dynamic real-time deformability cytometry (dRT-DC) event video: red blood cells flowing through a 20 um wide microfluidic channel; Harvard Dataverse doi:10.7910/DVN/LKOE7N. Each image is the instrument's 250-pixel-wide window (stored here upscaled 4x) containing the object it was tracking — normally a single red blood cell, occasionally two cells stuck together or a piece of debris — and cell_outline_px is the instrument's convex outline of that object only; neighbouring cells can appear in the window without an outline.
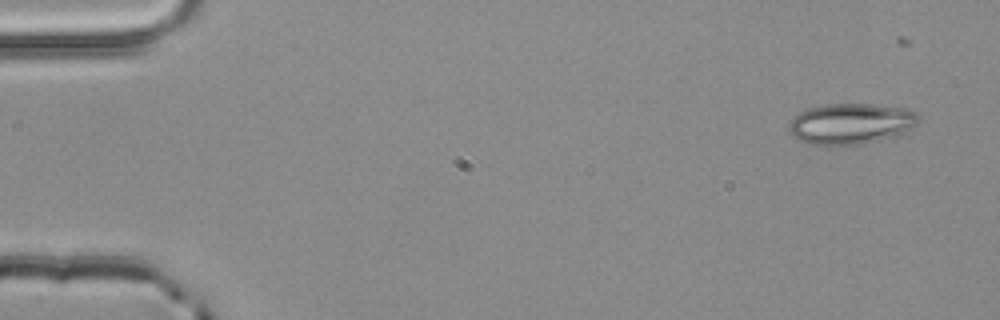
{"species": "common noctule bat (a hibernating species)", "species_latin": "Nyctalus noctula", "temperature_condition": "room temperature", "stored_images_in_passage": 3, "camera_frame_rate_fps": 3000, "um_per_image_px": 0.085, "animal": {"sex": "male", "body_mass_g": 20.4}, "frame": {"image": 1, "passage_image": 1, "time_ms": 0.0, "image_size_px": [1000, 320], "cell_outline_px": [[920, 120], [912, 128], [900, 136], [856, 144], [828, 148], [808, 144], [796, 140], [792, 136], [788, 128], [788, 124], [800, 112], [808, 108], [824, 104], [872, 104], [908, 108], [916, 112], [920, 116]], "centroid_in_image_um": [72.32, 10.54], "position_along_channel_um": 12.7, "area_um2": 31.73}}